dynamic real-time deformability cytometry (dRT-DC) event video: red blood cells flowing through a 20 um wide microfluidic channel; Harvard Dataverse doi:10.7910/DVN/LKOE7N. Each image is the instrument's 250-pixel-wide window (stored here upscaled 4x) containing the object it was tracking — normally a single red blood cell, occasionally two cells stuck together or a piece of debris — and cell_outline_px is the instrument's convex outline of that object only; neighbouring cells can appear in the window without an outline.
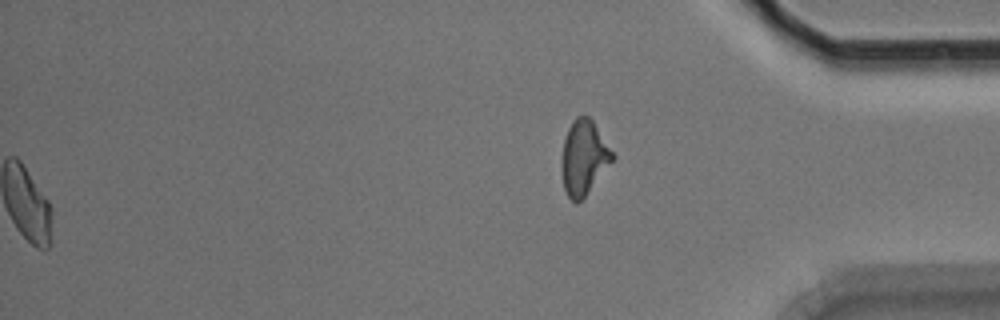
{"species": "Egyptian fruit bat (a non-hibernating species)", "species_latin": "Rousettus aegyptiacus", "temperature_condition": "room temperature", "stored_images_in_passage": 50, "segment_of_instrument_passage": [2, 2], "camera_frame_rate_fps": 3000, "um_per_image_px": 0.085, "animal": {"sex": "male"}, "frame": {"image": 1, "passage_image": 50, "time_ms": 16.333, "image_size_px": [1000, 320], "cell_outline_px": [[616, 156], [584, 196], [576, 204], [568, 196], [564, 188], [560, 164], [564, 140], [568, 128], [576, 116], [588, 116], [592, 120]], "centroid_in_image_um": [49.6, 13.38], "position_along_channel_um": 385.6, "area_um2": 21.73}}